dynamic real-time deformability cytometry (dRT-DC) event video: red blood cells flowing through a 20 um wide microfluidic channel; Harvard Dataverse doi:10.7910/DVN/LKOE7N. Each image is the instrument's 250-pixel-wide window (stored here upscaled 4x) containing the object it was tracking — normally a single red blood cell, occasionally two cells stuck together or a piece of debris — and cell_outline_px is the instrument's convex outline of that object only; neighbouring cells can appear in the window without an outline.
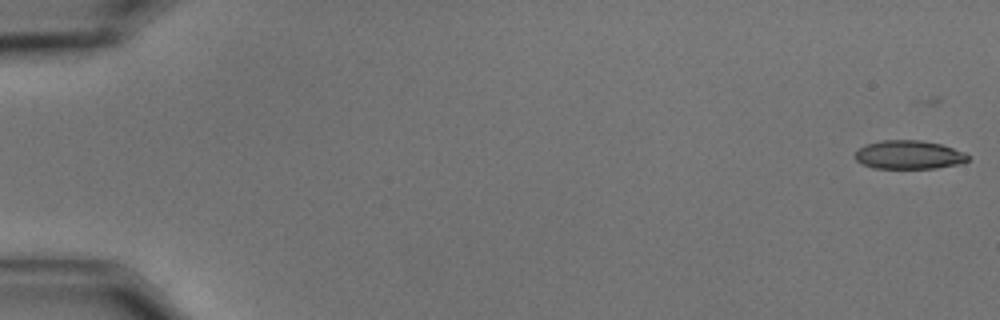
{"species": "common noctule bat (a hibernating species)", "species_latin": "Nyctalus noctula", "temperature_condition": "cold", "stored_images_in_passage": 48, "camera_frame_rate_fps": 3000, "um_per_image_px": 0.085, "animal": {"sex": "male", "body_mass_g": 15.6}, "frame": {"image": 1, "passage_image": 1, "time_ms": 0.0, "image_size_px": [1000, 320], "cell_outline_px": [[968, 160], [956, 164], [936, 168], [872, 168], [856, 160], [856, 152], [860, 148], [868, 144], [880, 140], [920, 140], [940, 144], [964, 152], [968, 156]], "centroid_in_image_um": [77.24, 13.15], "position_along_channel_um": 7.8, "area_um2": 18.5}}
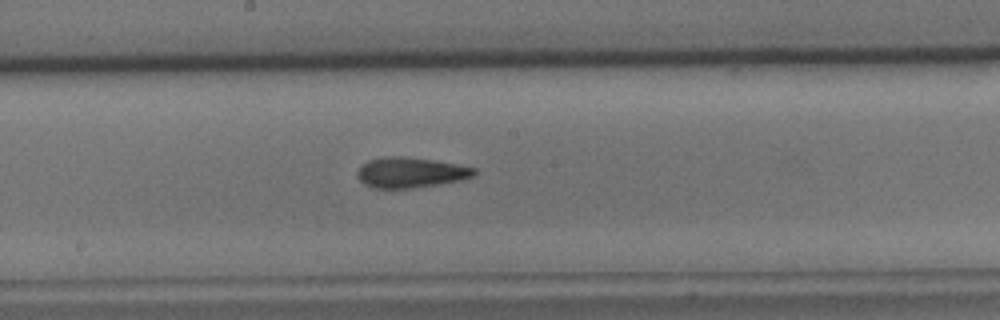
{"frame": {"image": 2, "passage_image": 32, "time_ms": 10.333, "image_size_px": [1000, 320], "cell_outline_px": [[476, 172], [472, 176], [460, 180], [412, 188], [376, 188], [364, 184], [360, 180], [356, 172], [360, 164], [368, 160], [384, 156], [404, 156], [432, 160], [456, 164], [476, 168]], "centroid_in_image_um": [34.84, 14.65], "position_along_channel_um": 213.4, "area_um2": 20.58}}
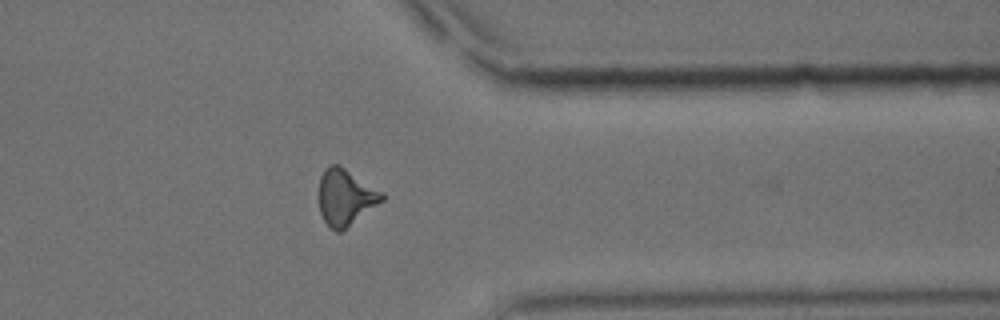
{"frame": {"image": 3, "passage_image": 47, "time_ms": 15.333, "image_size_px": [1000, 320], "cell_outline_px": [[384, 200], [340, 232], [336, 232], [324, 220], [320, 212], [320, 176], [324, 168], [328, 164], [340, 164], [384, 192]], "centroid_in_image_um": [29.38, 16.72], "position_along_channel_um": 382.0, "area_um2": 20.63}}